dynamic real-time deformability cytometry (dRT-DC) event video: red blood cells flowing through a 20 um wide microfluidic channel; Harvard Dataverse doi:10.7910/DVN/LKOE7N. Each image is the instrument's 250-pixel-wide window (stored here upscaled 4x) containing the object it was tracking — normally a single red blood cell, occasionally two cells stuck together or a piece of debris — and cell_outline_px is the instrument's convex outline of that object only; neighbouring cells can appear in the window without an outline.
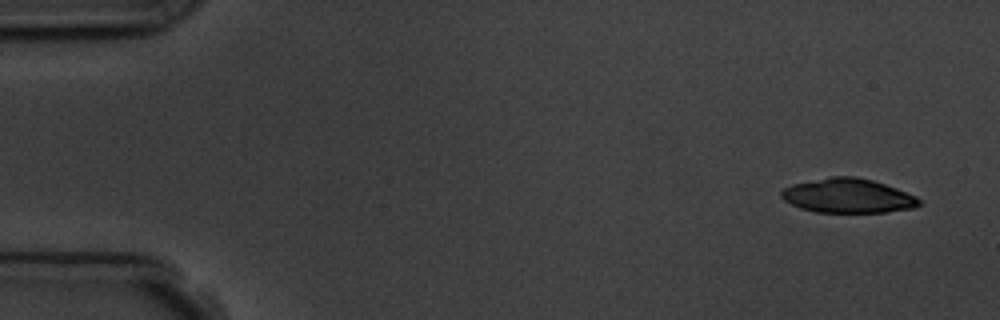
{"species": "common noctule bat (a hibernating species)", "species_latin": "Nyctalus noctula", "temperature_condition": "room temperature", "stored_images_in_passage": 6, "camera_frame_rate_fps": 3000, "um_per_image_px": 0.085, "animal": {"sex": "male", "body_mass_g": 19.5, "forearm_length_mm": 54.6}, "frame": {"image": 1, "passage_image": 1, "time_ms": 0.0, "image_size_px": [1000, 320], "cell_outline_px": [[920, 204], [912, 208], [884, 212], [816, 212], [800, 208], [784, 200], [780, 196], [780, 192], [784, 188], [792, 184], [832, 176], [856, 176], [872, 180], [896, 188], [916, 196], [920, 200]], "centroid_in_image_um": [72.05, 16.64], "position_along_channel_um": 13.0, "area_um2": 27.4}}
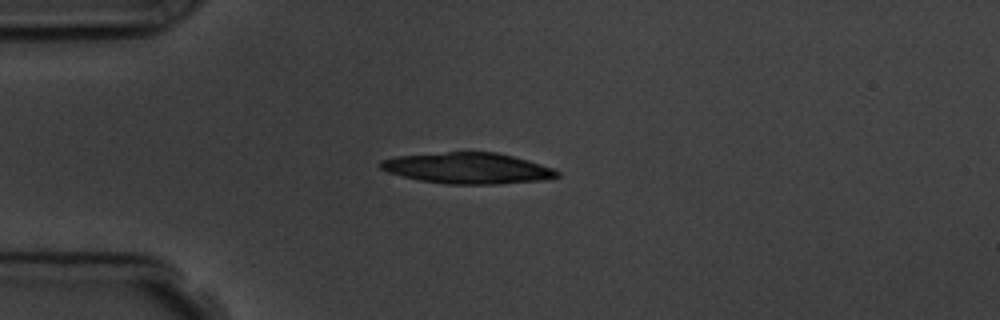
{"frame": {"image": 2, "passage_image": 4, "time_ms": 3.667, "image_size_px": [1000, 320], "cell_outline_px": [[560, 176], [544, 180], [496, 184], [448, 184], [420, 180], [388, 172], [380, 168], [380, 160], [396, 156], [448, 152], [496, 152], [528, 160], [552, 168], [560, 172]], "centroid_in_image_um": [39.77, 14.3], "position_along_channel_um": 45.2, "area_um2": 31.67}}